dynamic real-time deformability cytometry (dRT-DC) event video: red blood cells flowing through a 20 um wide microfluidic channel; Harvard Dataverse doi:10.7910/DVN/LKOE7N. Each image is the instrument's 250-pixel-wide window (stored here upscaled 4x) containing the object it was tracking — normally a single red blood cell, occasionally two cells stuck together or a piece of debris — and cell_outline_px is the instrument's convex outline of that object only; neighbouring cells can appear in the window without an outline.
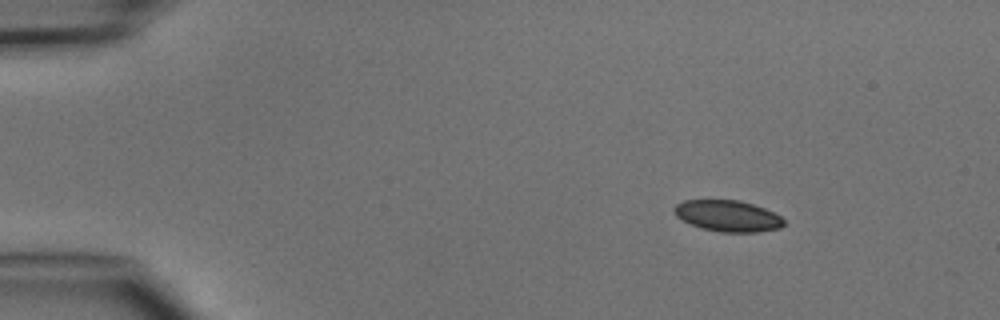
{"species": "common noctule bat (a hibernating species)", "species_latin": "Nyctalus noctula", "temperature_condition": "cold", "stored_images_in_passage": 5, "camera_frame_rate_fps": 3000, "um_per_image_px": 0.085, "animal": {"sex": "male", "body_mass_g": 15.6}, "frame": {"image": 1, "passage_image": 2, "time_ms": 1.333, "image_size_px": [1000, 320], "cell_outline_px": [[784, 224], [780, 228], [756, 232], [720, 232], [700, 228], [676, 216], [672, 212], [672, 208], [676, 204], [684, 200], [740, 200], [764, 208], [780, 216], [784, 220]], "centroid_in_image_um": [61.83, 18.35], "position_along_channel_um": 23.2, "area_um2": 19.94}}
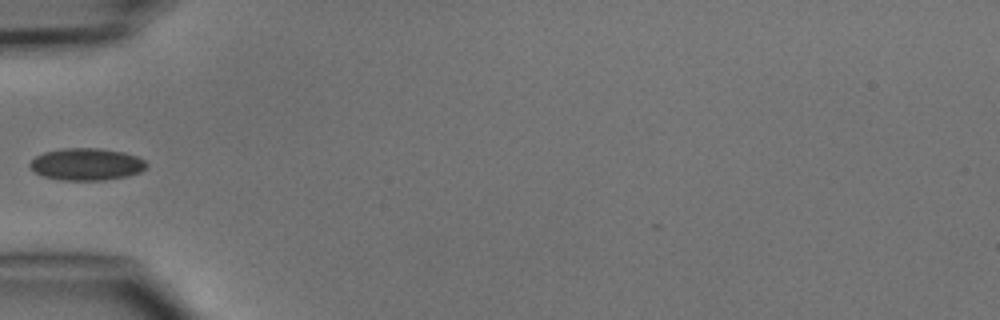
{"frame": {"image": 2, "passage_image": 5, "time_ms": 4.667, "image_size_px": [1000, 320], "cell_outline_px": [[148, 164], [140, 172], [128, 176], [104, 180], [64, 180], [44, 176], [36, 172], [28, 164], [36, 156], [44, 152], [60, 148], [100, 148], [124, 152], [136, 156], [144, 160]], "centroid_in_image_um": [7.37, 13.95], "position_along_channel_um": 77.6, "area_um2": 21.73}}